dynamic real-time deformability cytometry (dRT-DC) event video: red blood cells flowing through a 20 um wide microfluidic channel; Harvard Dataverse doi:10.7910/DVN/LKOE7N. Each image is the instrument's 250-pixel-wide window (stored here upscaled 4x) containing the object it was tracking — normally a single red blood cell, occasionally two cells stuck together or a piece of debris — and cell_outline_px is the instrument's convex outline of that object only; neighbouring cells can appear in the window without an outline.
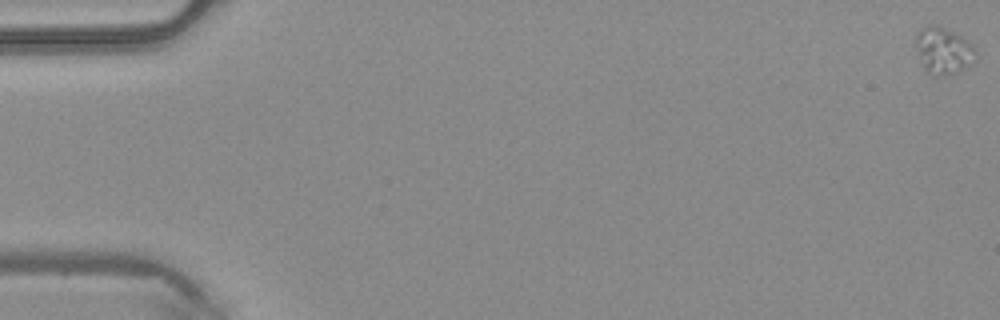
{"species": "common noctule bat (a hibernating species)", "species_latin": "Nyctalus noctula", "temperature_condition": "warm", "stored_images_in_passage": 44, "segment_of_instrument_passage": [1, 2], "camera_frame_rate_fps": 3000, "um_per_image_px": 0.085, "animal": {"sex": "male", "body_mass_g": 20.4}, "frame": {"image": 1, "passage_image": 1, "time_ms": 0.0, "image_size_px": [1000, 320], "cell_outline_px": [[976, 48], [968, 64], [964, 68], [956, 72], [944, 76], [932, 76], [924, 68], [920, 56], [916, 40], [916, 36], [920, 28], [932, 24], [936, 24], [968, 40]], "centroid_in_image_um": [80.16, 4.29], "position_along_channel_um": 4.8, "area_um2": 15.72}}
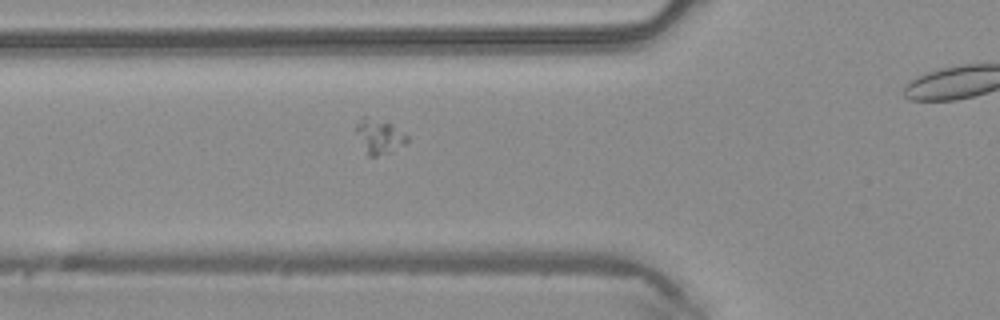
{"frame": {"image": 2, "passage_image": 19, "time_ms": 6.0, "image_size_px": [1000, 320], "cell_outline_px": [[408, 140], [404, 144], [392, 152], [376, 156], [368, 156], [356, 132], [356, 124], [364, 116], [392, 124], [408, 136]], "centroid_in_image_um": [32.25, 11.61], "position_along_channel_um": 93.5, "area_um2": 10.0}}